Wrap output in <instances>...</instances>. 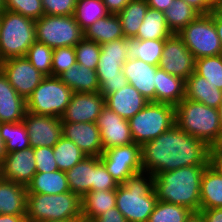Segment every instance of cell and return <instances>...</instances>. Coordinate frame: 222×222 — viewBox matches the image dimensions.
Listing matches in <instances>:
<instances>
[{"label":"cell","mask_w":222,"mask_h":222,"mask_svg":"<svg viewBox=\"0 0 222 222\" xmlns=\"http://www.w3.org/2000/svg\"><path fill=\"white\" fill-rule=\"evenodd\" d=\"M185 98L217 109L222 102V90L194 71L185 81Z\"/></svg>","instance_id":"24"},{"label":"cell","mask_w":222,"mask_h":222,"mask_svg":"<svg viewBox=\"0 0 222 222\" xmlns=\"http://www.w3.org/2000/svg\"><path fill=\"white\" fill-rule=\"evenodd\" d=\"M53 153L58 169L63 172L70 170L86 157L73 141L63 136L53 146Z\"/></svg>","instance_id":"37"},{"label":"cell","mask_w":222,"mask_h":222,"mask_svg":"<svg viewBox=\"0 0 222 222\" xmlns=\"http://www.w3.org/2000/svg\"><path fill=\"white\" fill-rule=\"evenodd\" d=\"M128 121L134 143L142 146L175 125V106L148 102Z\"/></svg>","instance_id":"8"},{"label":"cell","mask_w":222,"mask_h":222,"mask_svg":"<svg viewBox=\"0 0 222 222\" xmlns=\"http://www.w3.org/2000/svg\"><path fill=\"white\" fill-rule=\"evenodd\" d=\"M192 213L185 206L157 200L148 222H185Z\"/></svg>","instance_id":"39"},{"label":"cell","mask_w":222,"mask_h":222,"mask_svg":"<svg viewBox=\"0 0 222 222\" xmlns=\"http://www.w3.org/2000/svg\"><path fill=\"white\" fill-rule=\"evenodd\" d=\"M100 160L118 184H123L129 177L143 171L141 146L136 143L105 150Z\"/></svg>","instance_id":"12"},{"label":"cell","mask_w":222,"mask_h":222,"mask_svg":"<svg viewBox=\"0 0 222 222\" xmlns=\"http://www.w3.org/2000/svg\"><path fill=\"white\" fill-rule=\"evenodd\" d=\"M206 166H186L153 176L157 200L199 212L201 178Z\"/></svg>","instance_id":"2"},{"label":"cell","mask_w":222,"mask_h":222,"mask_svg":"<svg viewBox=\"0 0 222 222\" xmlns=\"http://www.w3.org/2000/svg\"><path fill=\"white\" fill-rule=\"evenodd\" d=\"M200 14L184 0H173L164 12L167 27L173 34H178Z\"/></svg>","instance_id":"35"},{"label":"cell","mask_w":222,"mask_h":222,"mask_svg":"<svg viewBox=\"0 0 222 222\" xmlns=\"http://www.w3.org/2000/svg\"><path fill=\"white\" fill-rule=\"evenodd\" d=\"M165 39H128V57L137 58L150 65L158 66L162 57Z\"/></svg>","instance_id":"34"},{"label":"cell","mask_w":222,"mask_h":222,"mask_svg":"<svg viewBox=\"0 0 222 222\" xmlns=\"http://www.w3.org/2000/svg\"><path fill=\"white\" fill-rule=\"evenodd\" d=\"M109 14L102 0H76L74 18L82 31Z\"/></svg>","instance_id":"36"},{"label":"cell","mask_w":222,"mask_h":222,"mask_svg":"<svg viewBox=\"0 0 222 222\" xmlns=\"http://www.w3.org/2000/svg\"><path fill=\"white\" fill-rule=\"evenodd\" d=\"M205 222H222V208L200 209Z\"/></svg>","instance_id":"50"},{"label":"cell","mask_w":222,"mask_h":222,"mask_svg":"<svg viewBox=\"0 0 222 222\" xmlns=\"http://www.w3.org/2000/svg\"><path fill=\"white\" fill-rule=\"evenodd\" d=\"M218 114H219V119H220V124H221V129H222V102L220 103L219 107L217 108Z\"/></svg>","instance_id":"59"},{"label":"cell","mask_w":222,"mask_h":222,"mask_svg":"<svg viewBox=\"0 0 222 222\" xmlns=\"http://www.w3.org/2000/svg\"><path fill=\"white\" fill-rule=\"evenodd\" d=\"M96 125L100 130L103 151L134 143L129 121L120 117L107 106L102 109L96 120Z\"/></svg>","instance_id":"16"},{"label":"cell","mask_w":222,"mask_h":222,"mask_svg":"<svg viewBox=\"0 0 222 222\" xmlns=\"http://www.w3.org/2000/svg\"><path fill=\"white\" fill-rule=\"evenodd\" d=\"M5 10H10L21 15L38 20L45 13L41 0H4Z\"/></svg>","instance_id":"43"},{"label":"cell","mask_w":222,"mask_h":222,"mask_svg":"<svg viewBox=\"0 0 222 222\" xmlns=\"http://www.w3.org/2000/svg\"><path fill=\"white\" fill-rule=\"evenodd\" d=\"M149 8L165 12L173 0H146Z\"/></svg>","instance_id":"52"},{"label":"cell","mask_w":222,"mask_h":222,"mask_svg":"<svg viewBox=\"0 0 222 222\" xmlns=\"http://www.w3.org/2000/svg\"><path fill=\"white\" fill-rule=\"evenodd\" d=\"M184 98L185 80L158 67L156 70L155 102L176 106Z\"/></svg>","instance_id":"25"},{"label":"cell","mask_w":222,"mask_h":222,"mask_svg":"<svg viewBox=\"0 0 222 222\" xmlns=\"http://www.w3.org/2000/svg\"><path fill=\"white\" fill-rule=\"evenodd\" d=\"M23 122L32 148L53 147L62 137L60 118L26 112Z\"/></svg>","instance_id":"15"},{"label":"cell","mask_w":222,"mask_h":222,"mask_svg":"<svg viewBox=\"0 0 222 222\" xmlns=\"http://www.w3.org/2000/svg\"><path fill=\"white\" fill-rule=\"evenodd\" d=\"M34 157L36 172L43 173L59 170L54 158L53 147L34 148Z\"/></svg>","instance_id":"46"},{"label":"cell","mask_w":222,"mask_h":222,"mask_svg":"<svg viewBox=\"0 0 222 222\" xmlns=\"http://www.w3.org/2000/svg\"><path fill=\"white\" fill-rule=\"evenodd\" d=\"M213 20L222 47V17L215 10H213Z\"/></svg>","instance_id":"55"},{"label":"cell","mask_w":222,"mask_h":222,"mask_svg":"<svg viewBox=\"0 0 222 222\" xmlns=\"http://www.w3.org/2000/svg\"><path fill=\"white\" fill-rule=\"evenodd\" d=\"M26 189L27 193L50 195L70 191L66 174L61 170L43 173L36 172Z\"/></svg>","instance_id":"30"},{"label":"cell","mask_w":222,"mask_h":222,"mask_svg":"<svg viewBox=\"0 0 222 222\" xmlns=\"http://www.w3.org/2000/svg\"><path fill=\"white\" fill-rule=\"evenodd\" d=\"M148 102L149 101L130 84L105 97V106L127 120L141 111Z\"/></svg>","instance_id":"21"},{"label":"cell","mask_w":222,"mask_h":222,"mask_svg":"<svg viewBox=\"0 0 222 222\" xmlns=\"http://www.w3.org/2000/svg\"><path fill=\"white\" fill-rule=\"evenodd\" d=\"M83 38L94 41L98 44H104L125 38L121 22L117 14H109L105 18L95 21L91 26L83 31Z\"/></svg>","instance_id":"29"},{"label":"cell","mask_w":222,"mask_h":222,"mask_svg":"<svg viewBox=\"0 0 222 222\" xmlns=\"http://www.w3.org/2000/svg\"><path fill=\"white\" fill-rule=\"evenodd\" d=\"M178 36L183 40L195 59L222 54L220 39L210 14L199 15L182 29Z\"/></svg>","instance_id":"11"},{"label":"cell","mask_w":222,"mask_h":222,"mask_svg":"<svg viewBox=\"0 0 222 222\" xmlns=\"http://www.w3.org/2000/svg\"><path fill=\"white\" fill-rule=\"evenodd\" d=\"M175 124L212 149L222 135L218 110L186 98L175 106Z\"/></svg>","instance_id":"4"},{"label":"cell","mask_w":222,"mask_h":222,"mask_svg":"<svg viewBox=\"0 0 222 222\" xmlns=\"http://www.w3.org/2000/svg\"><path fill=\"white\" fill-rule=\"evenodd\" d=\"M185 222H205L199 212H193Z\"/></svg>","instance_id":"56"},{"label":"cell","mask_w":222,"mask_h":222,"mask_svg":"<svg viewBox=\"0 0 222 222\" xmlns=\"http://www.w3.org/2000/svg\"><path fill=\"white\" fill-rule=\"evenodd\" d=\"M0 222H26V215L0 214Z\"/></svg>","instance_id":"54"},{"label":"cell","mask_w":222,"mask_h":222,"mask_svg":"<svg viewBox=\"0 0 222 222\" xmlns=\"http://www.w3.org/2000/svg\"><path fill=\"white\" fill-rule=\"evenodd\" d=\"M76 64L74 47H57L53 49L52 76L58 77L64 71Z\"/></svg>","instance_id":"44"},{"label":"cell","mask_w":222,"mask_h":222,"mask_svg":"<svg viewBox=\"0 0 222 222\" xmlns=\"http://www.w3.org/2000/svg\"><path fill=\"white\" fill-rule=\"evenodd\" d=\"M158 67L185 81L195 71V58L178 34L165 39Z\"/></svg>","instance_id":"13"},{"label":"cell","mask_w":222,"mask_h":222,"mask_svg":"<svg viewBox=\"0 0 222 222\" xmlns=\"http://www.w3.org/2000/svg\"><path fill=\"white\" fill-rule=\"evenodd\" d=\"M73 222H94L93 220H90V219H86L84 217H80L76 220H73Z\"/></svg>","instance_id":"61"},{"label":"cell","mask_w":222,"mask_h":222,"mask_svg":"<svg viewBox=\"0 0 222 222\" xmlns=\"http://www.w3.org/2000/svg\"><path fill=\"white\" fill-rule=\"evenodd\" d=\"M0 69L7 76L9 83L25 100L45 77L26 57H12L0 62Z\"/></svg>","instance_id":"14"},{"label":"cell","mask_w":222,"mask_h":222,"mask_svg":"<svg viewBox=\"0 0 222 222\" xmlns=\"http://www.w3.org/2000/svg\"><path fill=\"white\" fill-rule=\"evenodd\" d=\"M148 8L146 0H131L117 13L125 38L133 39L137 35Z\"/></svg>","instance_id":"33"},{"label":"cell","mask_w":222,"mask_h":222,"mask_svg":"<svg viewBox=\"0 0 222 222\" xmlns=\"http://www.w3.org/2000/svg\"><path fill=\"white\" fill-rule=\"evenodd\" d=\"M105 107V97L100 92L73 93L70 103L67 105L61 122H93Z\"/></svg>","instance_id":"17"},{"label":"cell","mask_w":222,"mask_h":222,"mask_svg":"<svg viewBox=\"0 0 222 222\" xmlns=\"http://www.w3.org/2000/svg\"><path fill=\"white\" fill-rule=\"evenodd\" d=\"M26 112V100L16 92L0 69V123L21 122Z\"/></svg>","instance_id":"22"},{"label":"cell","mask_w":222,"mask_h":222,"mask_svg":"<svg viewBox=\"0 0 222 222\" xmlns=\"http://www.w3.org/2000/svg\"><path fill=\"white\" fill-rule=\"evenodd\" d=\"M27 196L25 186L0 177V214L26 215Z\"/></svg>","instance_id":"23"},{"label":"cell","mask_w":222,"mask_h":222,"mask_svg":"<svg viewBox=\"0 0 222 222\" xmlns=\"http://www.w3.org/2000/svg\"><path fill=\"white\" fill-rule=\"evenodd\" d=\"M58 78L74 93L99 92L100 84L98 82L96 70L89 69L82 64H74L60 74Z\"/></svg>","instance_id":"26"},{"label":"cell","mask_w":222,"mask_h":222,"mask_svg":"<svg viewBox=\"0 0 222 222\" xmlns=\"http://www.w3.org/2000/svg\"><path fill=\"white\" fill-rule=\"evenodd\" d=\"M214 8L222 1V0H207Z\"/></svg>","instance_id":"62"},{"label":"cell","mask_w":222,"mask_h":222,"mask_svg":"<svg viewBox=\"0 0 222 222\" xmlns=\"http://www.w3.org/2000/svg\"><path fill=\"white\" fill-rule=\"evenodd\" d=\"M36 41L54 49L57 47H75L83 38V31L70 16H52L44 14L35 20Z\"/></svg>","instance_id":"10"},{"label":"cell","mask_w":222,"mask_h":222,"mask_svg":"<svg viewBox=\"0 0 222 222\" xmlns=\"http://www.w3.org/2000/svg\"><path fill=\"white\" fill-rule=\"evenodd\" d=\"M128 57V39L120 38L101 44V54L96 73L100 84L99 92L106 97L128 84L122 71Z\"/></svg>","instance_id":"7"},{"label":"cell","mask_w":222,"mask_h":222,"mask_svg":"<svg viewBox=\"0 0 222 222\" xmlns=\"http://www.w3.org/2000/svg\"><path fill=\"white\" fill-rule=\"evenodd\" d=\"M5 142L0 135V165L6 155Z\"/></svg>","instance_id":"57"},{"label":"cell","mask_w":222,"mask_h":222,"mask_svg":"<svg viewBox=\"0 0 222 222\" xmlns=\"http://www.w3.org/2000/svg\"><path fill=\"white\" fill-rule=\"evenodd\" d=\"M173 33L167 27L164 12L148 8L137 35L133 39L154 40L167 39Z\"/></svg>","instance_id":"32"},{"label":"cell","mask_w":222,"mask_h":222,"mask_svg":"<svg viewBox=\"0 0 222 222\" xmlns=\"http://www.w3.org/2000/svg\"><path fill=\"white\" fill-rule=\"evenodd\" d=\"M117 181L107 171L100 157H95V178L91 191L113 190L118 187Z\"/></svg>","instance_id":"45"},{"label":"cell","mask_w":222,"mask_h":222,"mask_svg":"<svg viewBox=\"0 0 222 222\" xmlns=\"http://www.w3.org/2000/svg\"><path fill=\"white\" fill-rule=\"evenodd\" d=\"M94 222H127L122 213L114 207L108 209L106 212L102 213L97 218L93 219Z\"/></svg>","instance_id":"48"},{"label":"cell","mask_w":222,"mask_h":222,"mask_svg":"<svg viewBox=\"0 0 222 222\" xmlns=\"http://www.w3.org/2000/svg\"><path fill=\"white\" fill-rule=\"evenodd\" d=\"M105 4L107 10L111 14H117L123 10V8L131 1V0H102Z\"/></svg>","instance_id":"51"},{"label":"cell","mask_w":222,"mask_h":222,"mask_svg":"<svg viewBox=\"0 0 222 222\" xmlns=\"http://www.w3.org/2000/svg\"><path fill=\"white\" fill-rule=\"evenodd\" d=\"M82 217V197L76 193H28L26 222L76 220Z\"/></svg>","instance_id":"5"},{"label":"cell","mask_w":222,"mask_h":222,"mask_svg":"<svg viewBox=\"0 0 222 222\" xmlns=\"http://www.w3.org/2000/svg\"><path fill=\"white\" fill-rule=\"evenodd\" d=\"M44 13L52 16L74 15L76 0H41Z\"/></svg>","instance_id":"47"},{"label":"cell","mask_w":222,"mask_h":222,"mask_svg":"<svg viewBox=\"0 0 222 222\" xmlns=\"http://www.w3.org/2000/svg\"><path fill=\"white\" fill-rule=\"evenodd\" d=\"M158 66L150 65L137 58H129L122 67L128 84L135 87L149 102H155L156 70Z\"/></svg>","instance_id":"20"},{"label":"cell","mask_w":222,"mask_h":222,"mask_svg":"<svg viewBox=\"0 0 222 222\" xmlns=\"http://www.w3.org/2000/svg\"><path fill=\"white\" fill-rule=\"evenodd\" d=\"M62 136L73 141L86 156L100 157L103 146L96 123L61 122Z\"/></svg>","instance_id":"19"},{"label":"cell","mask_w":222,"mask_h":222,"mask_svg":"<svg viewBox=\"0 0 222 222\" xmlns=\"http://www.w3.org/2000/svg\"><path fill=\"white\" fill-rule=\"evenodd\" d=\"M0 135L5 142L7 153L30 147L29 134L23 121L0 123Z\"/></svg>","instance_id":"38"},{"label":"cell","mask_w":222,"mask_h":222,"mask_svg":"<svg viewBox=\"0 0 222 222\" xmlns=\"http://www.w3.org/2000/svg\"><path fill=\"white\" fill-rule=\"evenodd\" d=\"M36 174L34 148L6 153L0 165V177L25 187Z\"/></svg>","instance_id":"18"},{"label":"cell","mask_w":222,"mask_h":222,"mask_svg":"<svg viewBox=\"0 0 222 222\" xmlns=\"http://www.w3.org/2000/svg\"><path fill=\"white\" fill-rule=\"evenodd\" d=\"M210 164L221 174L222 176V151H212L210 155Z\"/></svg>","instance_id":"53"},{"label":"cell","mask_w":222,"mask_h":222,"mask_svg":"<svg viewBox=\"0 0 222 222\" xmlns=\"http://www.w3.org/2000/svg\"><path fill=\"white\" fill-rule=\"evenodd\" d=\"M222 208V176L209 163L200 186V209Z\"/></svg>","instance_id":"27"},{"label":"cell","mask_w":222,"mask_h":222,"mask_svg":"<svg viewBox=\"0 0 222 222\" xmlns=\"http://www.w3.org/2000/svg\"><path fill=\"white\" fill-rule=\"evenodd\" d=\"M43 222H73V220H52V221H43Z\"/></svg>","instance_id":"64"},{"label":"cell","mask_w":222,"mask_h":222,"mask_svg":"<svg viewBox=\"0 0 222 222\" xmlns=\"http://www.w3.org/2000/svg\"><path fill=\"white\" fill-rule=\"evenodd\" d=\"M35 41L34 19L10 10L1 13L0 62L12 57H25Z\"/></svg>","instance_id":"6"},{"label":"cell","mask_w":222,"mask_h":222,"mask_svg":"<svg viewBox=\"0 0 222 222\" xmlns=\"http://www.w3.org/2000/svg\"><path fill=\"white\" fill-rule=\"evenodd\" d=\"M195 72L222 90V54L195 59Z\"/></svg>","instance_id":"40"},{"label":"cell","mask_w":222,"mask_h":222,"mask_svg":"<svg viewBox=\"0 0 222 222\" xmlns=\"http://www.w3.org/2000/svg\"><path fill=\"white\" fill-rule=\"evenodd\" d=\"M73 93L58 77L45 76L26 99L27 112L60 118Z\"/></svg>","instance_id":"9"},{"label":"cell","mask_w":222,"mask_h":222,"mask_svg":"<svg viewBox=\"0 0 222 222\" xmlns=\"http://www.w3.org/2000/svg\"><path fill=\"white\" fill-rule=\"evenodd\" d=\"M74 48L76 52V63L96 70L101 54V45L82 38Z\"/></svg>","instance_id":"42"},{"label":"cell","mask_w":222,"mask_h":222,"mask_svg":"<svg viewBox=\"0 0 222 222\" xmlns=\"http://www.w3.org/2000/svg\"><path fill=\"white\" fill-rule=\"evenodd\" d=\"M215 11L222 17V1L215 7Z\"/></svg>","instance_id":"60"},{"label":"cell","mask_w":222,"mask_h":222,"mask_svg":"<svg viewBox=\"0 0 222 222\" xmlns=\"http://www.w3.org/2000/svg\"><path fill=\"white\" fill-rule=\"evenodd\" d=\"M65 174L70 191L83 197L91 192V186L94 183L95 157L86 156Z\"/></svg>","instance_id":"28"},{"label":"cell","mask_w":222,"mask_h":222,"mask_svg":"<svg viewBox=\"0 0 222 222\" xmlns=\"http://www.w3.org/2000/svg\"><path fill=\"white\" fill-rule=\"evenodd\" d=\"M200 15L210 14L215 8L207 0H184Z\"/></svg>","instance_id":"49"},{"label":"cell","mask_w":222,"mask_h":222,"mask_svg":"<svg viewBox=\"0 0 222 222\" xmlns=\"http://www.w3.org/2000/svg\"><path fill=\"white\" fill-rule=\"evenodd\" d=\"M116 207V189L91 191L82 197V217L93 220Z\"/></svg>","instance_id":"31"},{"label":"cell","mask_w":222,"mask_h":222,"mask_svg":"<svg viewBox=\"0 0 222 222\" xmlns=\"http://www.w3.org/2000/svg\"><path fill=\"white\" fill-rule=\"evenodd\" d=\"M212 151H222V135L219 142L215 145Z\"/></svg>","instance_id":"58"},{"label":"cell","mask_w":222,"mask_h":222,"mask_svg":"<svg viewBox=\"0 0 222 222\" xmlns=\"http://www.w3.org/2000/svg\"><path fill=\"white\" fill-rule=\"evenodd\" d=\"M5 10L4 0H0V14Z\"/></svg>","instance_id":"63"},{"label":"cell","mask_w":222,"mask_h":222,"mask_svg":"<svg viewBox=\"0 0 222 222\" xmlns=\"http://www.w3.org/2000/svg\"><path fill=\"white\" fill-rule=\"evenodd\" d=\"M25 57L44 76H52V48L35 41L29 47Z\"/></svg>","instance_id":"41"},{"label":"cell","mask_w":222,"mask_h":222,"mask_svg":"<svg viewBox=\"0 0 222 222\" xmlns=\"http://www.w3.org/2000/svg\"><path fill=\"white\" fill-rule=\"evenodd\" d=\"M211 152L212 148L204 141L187 134L175 124L141 146L142 169L155 176L181 167L208 165Z\"/></svg>","instance_id":"1"},{"label":"cell","mask_w":222,"mask_h":222,"mask_svg":"<svg viewBox=\"0 0 222 222\" xmlns=\"http://www.w3.org/2000/svg\"><path fill=\"white\" fill-rule=\"evenodd\" d=\"M157 202L153 175L140 172L116 189V207L127 222H148Z\"/></svg>","instance_id":"3"}]
</instances>
